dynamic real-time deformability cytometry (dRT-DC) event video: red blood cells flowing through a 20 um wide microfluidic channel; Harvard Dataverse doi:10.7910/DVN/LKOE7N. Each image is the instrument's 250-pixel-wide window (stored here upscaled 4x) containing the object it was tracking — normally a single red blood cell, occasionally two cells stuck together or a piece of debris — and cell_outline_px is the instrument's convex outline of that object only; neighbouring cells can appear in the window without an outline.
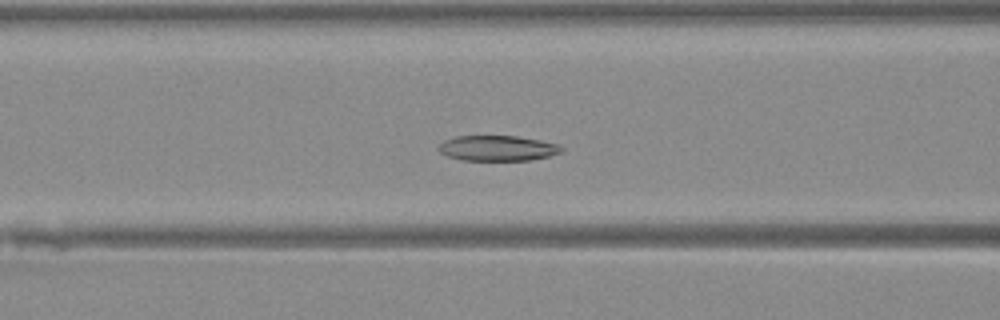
{"species": "Egyptian fruit bat (a non-hibernating species)", "species_latin": "Rousettus aegyptiacus", "temperature_condition": "warm", "stored_images_in_passage": 34, "camera_frame_rate_fps": 3000, "um_per_image_px": 0.085, "animal": {"sex": "female"}, "frame": {"image": 1, "passage_image": 6, "time_ms": 1.667, "image_size_px": [1000, 320], "cell_outline_px": [[564, 148], [560, 152], [548, 156], [532, 160], [464, 160], [448, 156], [440, 152], [436, 148], [444, 140], [456, 136], [516, 136], [540, 140], [560, 144]], "centroid_in_image_um": [42.29, 12.59], "position_along_channel_um": 124.3, "area_um2": 18.15}}
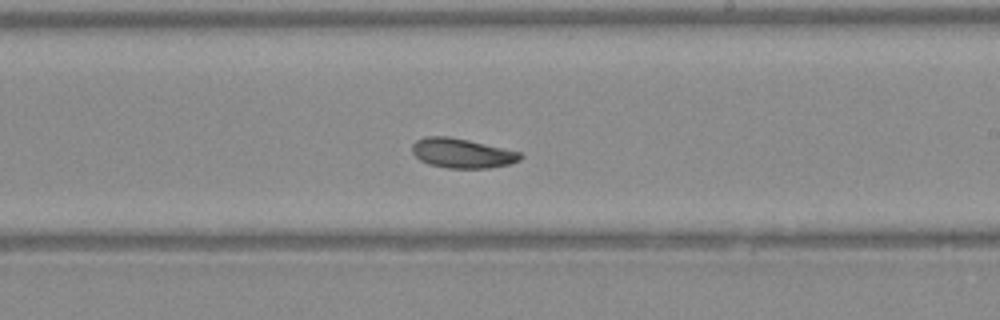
{"frame": {"image": 2, "passage_image": 15, "time_ms": 4.667, "image_size_px": [1000, 320], "cell_outline_px": [[524, 156], [520, 160], [508, 164], [488, 168], [448, 168], [428, 164], [420, 160], [412, 152], [412, 144], [416, 140], [424, 136], [448, 136], [468, 140], [520, 152]], "centroid_in_image_um": [39.25, 13.02], "position_along_channel_um": 249.8, "area_um2": 18.61}}
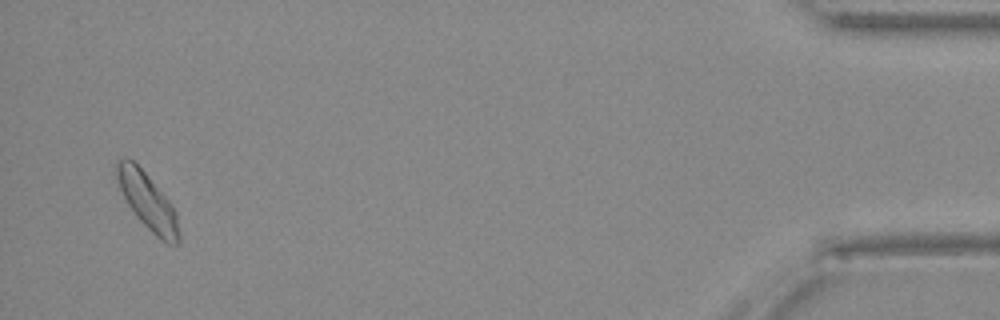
{"frame": {"image": 3, "passage_image": 33, "time_ms": 10.667, "image_size_px": [1000, 320], "cell_outline_px": [[180, 244], [168, 244], [160, 240], [136, 216], [128, 204], [120, 188], [116, 176], [116, 160], [132, 160], [148, 176], [168, 200], [176, 212], [180, 232]], "centroid_in_image_um": [12.58, 17.17], "position_along_channel_um": 422.6, "area_um2": 20.0}}